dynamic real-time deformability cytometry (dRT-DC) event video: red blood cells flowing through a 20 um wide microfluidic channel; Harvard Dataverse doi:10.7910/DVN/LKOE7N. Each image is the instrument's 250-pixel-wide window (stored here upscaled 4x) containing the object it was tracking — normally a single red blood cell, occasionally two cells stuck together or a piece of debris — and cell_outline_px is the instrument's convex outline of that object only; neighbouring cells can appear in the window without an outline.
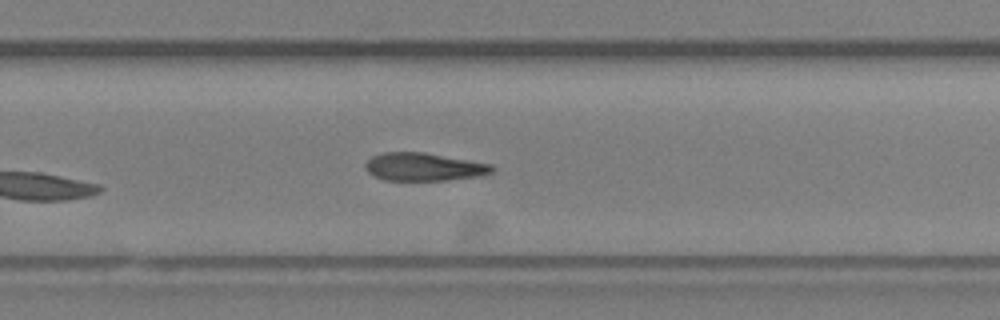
{"species": "Egyptian fruit bat (a non-hibernating species)", "species_latin": "Rousettus aegyptiacus", "temperature_condition": "room temperature", "stored_images_in_passage": 17, "camera_frame_rate_fps": 3000, "um_per_image_px": 0.085, "animal": {"sex": "female"}, "frame": {"image": 1, "passage_image": 17, "time_ms": 5.333, "image_size_px": [1000, 320], "cell_outline_px": [[496, 168], [492, 172], [480, 176], [448, 180], [384, 180], [368, 172], [364, 168], [364, 164], [372, 156], [384, 152], [424, 152], [492, 164]], "centroid_in_image_um": [36.04, 14.18], "position_along_channel_um": 293.8, "area_um2": 20.69}}